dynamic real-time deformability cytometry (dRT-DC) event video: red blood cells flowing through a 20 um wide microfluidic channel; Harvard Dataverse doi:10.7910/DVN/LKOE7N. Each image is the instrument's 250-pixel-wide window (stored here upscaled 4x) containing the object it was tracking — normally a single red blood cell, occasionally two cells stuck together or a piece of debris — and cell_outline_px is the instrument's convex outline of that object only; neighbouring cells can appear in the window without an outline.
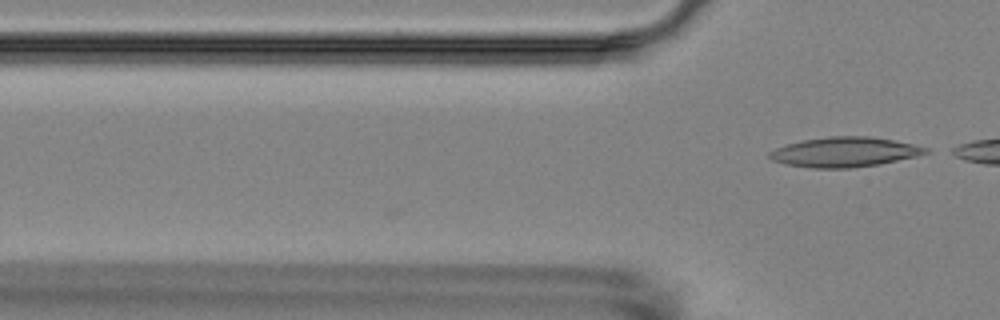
{"species": "Egyptian fruit bat (a non-hibernating species)", "species_latin": "Rousettus aegyptiacus", "temperature_condition": "room temperature", "stored_images_in_passage": 3, "camera_frame_rate_fps": 3000, "um_per_image_px": 0.085, "animal": {"sex": "female"}, "frame": {"image": 1, "passage_image": 3, "time_ms": 2.333, "image_size_px": [1000, 320], "cell_outline_px": [[932, 152], [916, 156], [880, 164], [852, 168], [812, 168], [788, 164], [772, 160], [768, 156], [768, 152], [776, 148], [788, 144], [804, 140], [828, 136], [868, 136], [892, 140], [912, 144], [928, 148]], "centroid_in_image_um": [71.8, 12.92], "position_along_channel_um": 54.0, "area_um2": 26.99}}